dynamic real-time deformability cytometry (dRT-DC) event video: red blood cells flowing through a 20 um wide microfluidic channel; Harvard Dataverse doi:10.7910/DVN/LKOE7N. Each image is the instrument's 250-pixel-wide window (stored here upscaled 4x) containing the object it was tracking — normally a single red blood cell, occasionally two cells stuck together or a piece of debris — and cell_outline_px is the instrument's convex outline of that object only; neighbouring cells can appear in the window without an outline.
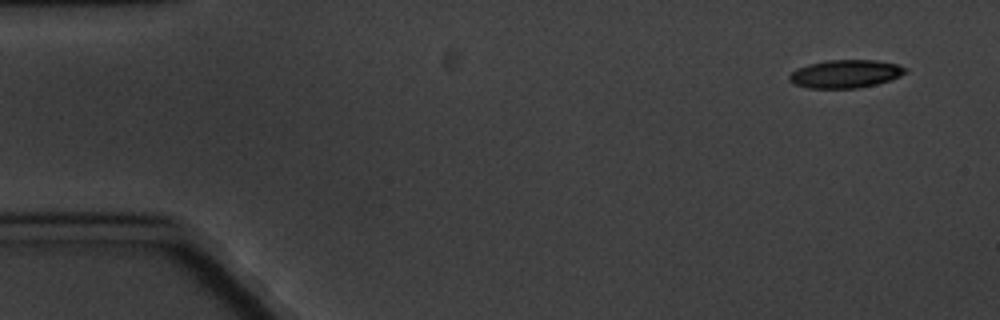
{"species": "common noctule bat (a hibernating species)", "species_latin": "Nyctalus noctula", "temperature_condition": "cold", "stored_images_in_passage": 4, "camera_frame_rate_fps": 3000, "um_per_image_px": 0.085, "animal": {"sex": "male", "body_mass_g": 20.1, "forearm_length_mm": 53.5}, "frame": {"image": 1, "passage_image": 1, "time_ms": 0.0, "image_size_px": [1000, 320], "cell_outline_px": [[908, 72], [892, 80], [876, 84], [856, 88], [808, 88], [796, 84], [788, 80], [788, 76], [796, 68], [808, 64], [828, 60], [876, 60], [896, 64], [908, 68]], "centroid_in_image_um": [71.88, 6.27], "position_along_channel_um": 13.1, "area_um2": 19.07}}